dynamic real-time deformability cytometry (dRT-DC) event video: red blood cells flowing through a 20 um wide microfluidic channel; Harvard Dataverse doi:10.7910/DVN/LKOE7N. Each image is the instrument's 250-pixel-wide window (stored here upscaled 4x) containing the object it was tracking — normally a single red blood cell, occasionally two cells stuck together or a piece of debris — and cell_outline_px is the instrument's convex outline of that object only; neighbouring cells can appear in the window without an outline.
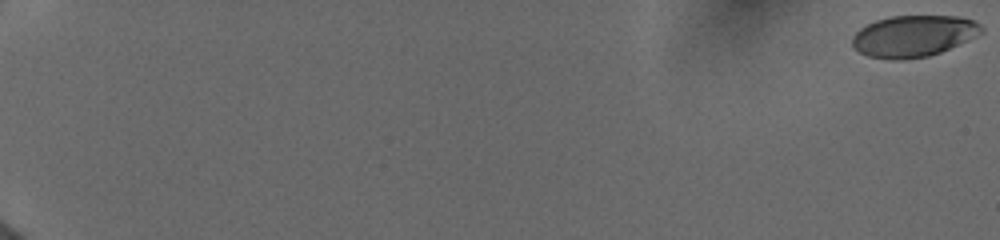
{"species": "human", "species_latin": "Homo sapiens", "temperature_condition": "cold", "stored_images_in_passage": 6, "segment_of_instrument_passage": [1, 2], "camera_frame_rate_fps": 3000, "um_per_image_px": 0.085, "donor": {"sex": "female"}, "frame": {"image": 1, "passage_image": 1, "time_ms": 0.0, "image_size_px": [1000, 240], "cell_outline_px": [[984, 28], [976, 36], [940, 52], [928, 56], [904, 60], [888, 60], [868, 56], [852, 48], [852, 36], [860, 28], [876, 20], [892, 16], [960, 16], [972, 20], [980, 24]], "centroid_in_image_um": [77.61, 3.07], "position_along_channel_um": 7.4, "area_um2": 31.21}}